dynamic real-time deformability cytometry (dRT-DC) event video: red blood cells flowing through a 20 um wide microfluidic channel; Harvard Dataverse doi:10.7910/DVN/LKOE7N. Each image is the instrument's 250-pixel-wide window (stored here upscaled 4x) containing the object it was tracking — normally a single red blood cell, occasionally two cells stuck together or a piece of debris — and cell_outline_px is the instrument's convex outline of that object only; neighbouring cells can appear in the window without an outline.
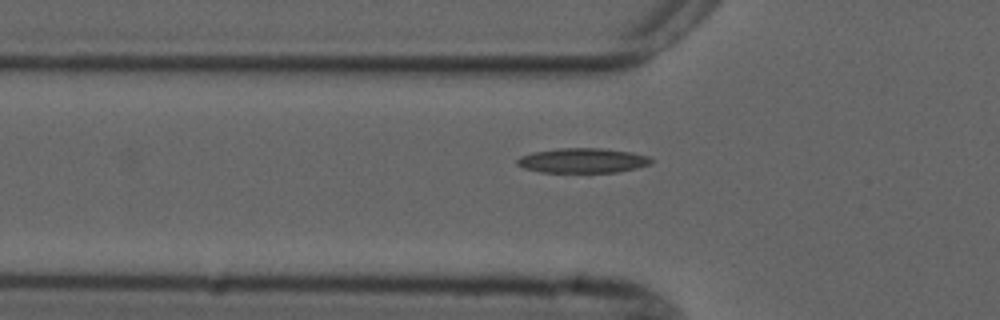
{"species": "common noctule bat (a hibernating species)", "species_latin": "Nyctalus noctula", "temperature_condition": "cold", "stored_images_in_passage": 3, "camera_frame_rate_fps": 3000, "um_per_image_px": 0.085, "animal": {"sex": "male", "forearm_length_mm": 52.5}, "frame": {"image": 1, "passage_image": 2, "time_ms": 1.333, "image_size_px": [1000, 320], "cell_outline_px": [[652, 160], [648, 164], [636, 168], [616, 172], [588, 176], [540, 172], [524, 168], [516, 164], [516, 160], [520, 156], [532, 152], [560, 148], [604, 148], [632, 152], [648, 156]], "centroid_in_image_um": [49.48, 13.7], "position_along_channel_um": 76.3, "area_um2": 20.4}}
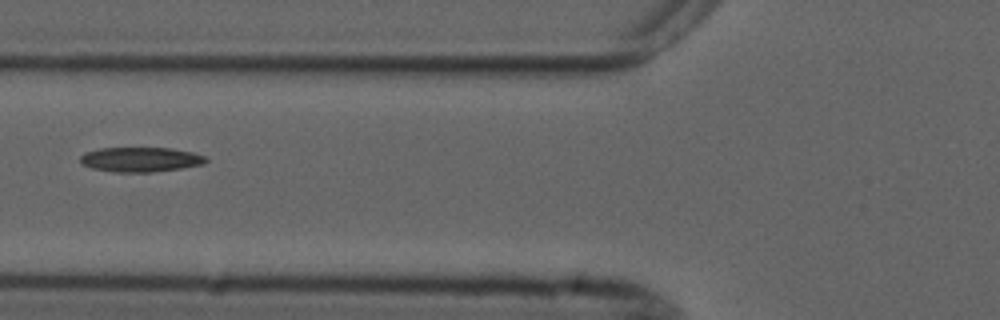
{"frame": {"image": 2, "passage_image": 3, "time_ms": 2.333, "image_size_px": [1000, 320], "cell_outline_px": [[208, 160], [204, 164], [180, 168], [152, 172], [112, 172], [92, 168], [80, 164], [80, 156], [84, 152], [100, 148], [168, 148], [192, 152], [204, 156]], "centroid_in_image_um": [11.9, 13.56], "position_along_channel_um": 113.9, "area_um2": 18.09}}